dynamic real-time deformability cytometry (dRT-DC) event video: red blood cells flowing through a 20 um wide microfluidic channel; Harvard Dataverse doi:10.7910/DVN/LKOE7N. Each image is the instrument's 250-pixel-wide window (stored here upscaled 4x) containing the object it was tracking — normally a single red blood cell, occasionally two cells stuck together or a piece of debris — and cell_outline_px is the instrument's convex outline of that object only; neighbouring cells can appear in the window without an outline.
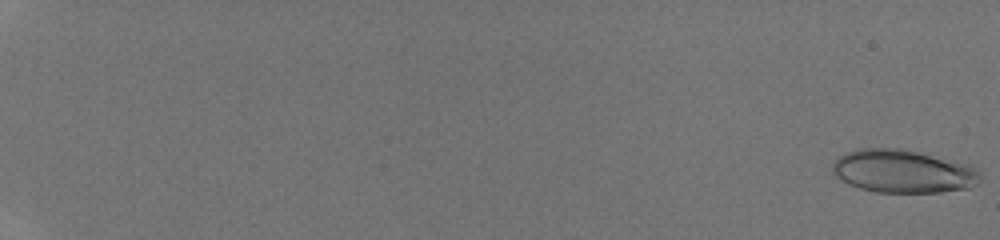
{"species": "human", "species_latin": "Homo sapiens", "temperature_condition": "room temperature", "stored_images_in_passage": 47, "camera_frame_rate_fps": 3000, "um_per_image_px": 0.085, "donor": {"sex": "male"}, "frame": {"image": 1, "passage_image": 1, "time_ms": 0.0, "image_size_px": [1000, 240], "cell_outline_px": [[980, 184], [968, 188], [940, 192], [876, 192], [860, 188], [848, 184], [840, 180], [832, 172], [832, 164], [844, 152], [860, 148], [900, 148], [968, 164], [976, 168], [980, 172]], "centroid_in_image_um": [76.75, 14.56], "position_along_channel_um": 8.3, "area_um2": 37.17}}
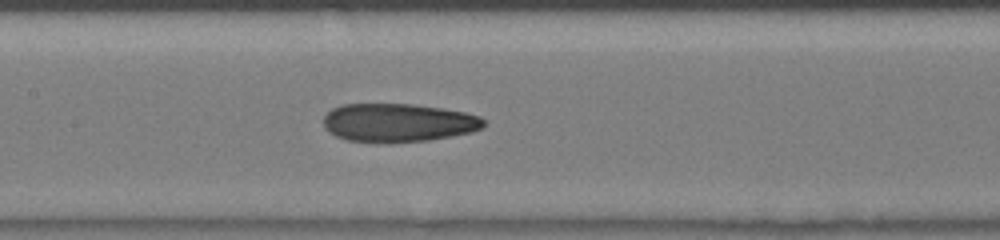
{"frame": {"image": 2, "passage_image": 27, "time_ms": 8.667, "image_size_px": [1000, 240], "cell_outline_px": [[488, 124], [484, 128], [472, 132], [452, 136], [428, 140], [348, 140], [336, 136], [324, 128], [324, 116], [332, 108], [340, 104], [412, 104], [444, 108], [464, 112], [480, 116]], "centroid_in_image_um": [33.9, 10.38], "position_along_channel_um": 173.5, "area_um2": 35.32}}
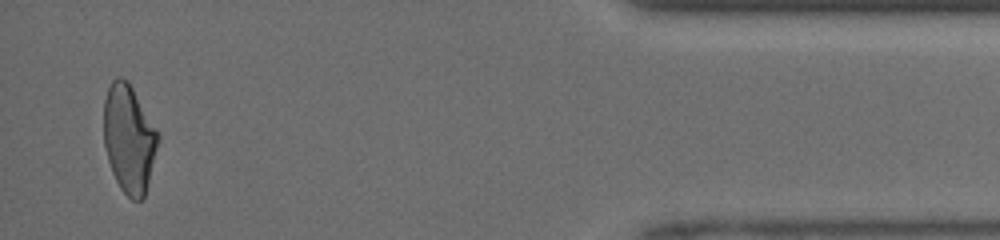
{"frame": {"image": 3, "passage_image": 46, "time_ms": 15.0, "image_size_px": [1000, 240], "cell_outline_px": [[160, 140], [144, 196], [140, 200], [132, 200], [120, 188], [112, 172], [108, 160], [104, 144], [104, 100], [108, 88], [112, 80], [116, 76], [120, 76], [128, 80], [160, 136]], "centroid_in_image_um": [10.96, 11.77], "position_along_channel_um": 424.2, "area_um2": 34.04}}